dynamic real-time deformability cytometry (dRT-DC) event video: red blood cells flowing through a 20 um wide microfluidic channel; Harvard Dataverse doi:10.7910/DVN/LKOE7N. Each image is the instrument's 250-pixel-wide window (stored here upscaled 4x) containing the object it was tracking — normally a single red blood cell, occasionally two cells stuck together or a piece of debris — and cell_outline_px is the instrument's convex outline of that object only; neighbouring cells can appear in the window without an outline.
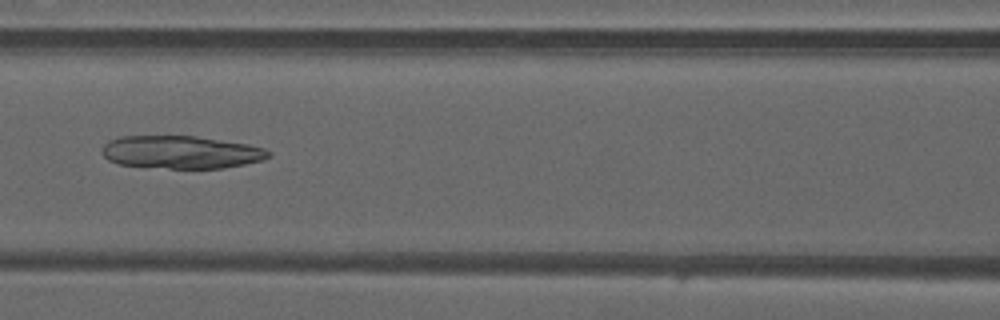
{"species": "common noctule bat (a hibernating species)", "species_latin": "Nyctalus noctula", "temperature_condition": "warm", "stored_images_in_passage": 42, "camera_frame_rate_fps": 3000, "um_per_image_px": 0.085, "animal": {"sex": "male", "forearm_length_mm": 52.5}, "frame": {"image": 1, "passage_image": 15, "time_ms": 4.667, "image_size_px": [1000, 320], "cell_outline_px": [[272, 152], [268, 156], [260, 160], [244, 164], [224, 168], [168, 168], [120, 164], [108, 160], [100, 152], [104, 144], [108, 140], [120, 136], [196, 136], [248, 144], [264, 148]], "centroid_in_image_um": [15.35, 12.92], "position_along_channel_um": 151.2, "area_um2": 31.73}}
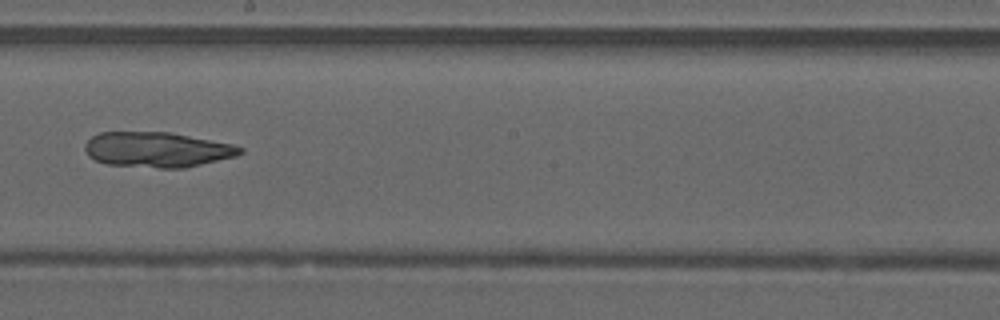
{"frame": {"image": 2, "passage_image": 21, "time_ms": 6.667, "image_size_px": [1000, 320], "cell_outline_px": [[244, 152], [236, 156], [184, 168], [160, 168], [108, 164], [96, 160], [88, 156], [84, 148], [84, 144], [92, 136], [100, 132], [172, 132], [232, 144], [244, 148]], "centroid_in_image_um": [13.36, 12.71], "position_along_channel_um": 234.8, "area_um2": 31.85}}
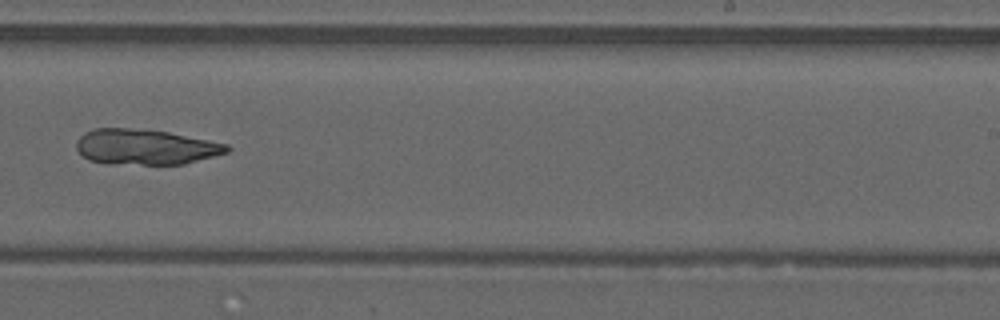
{"frame": {"image": 3, "passage_image": 24, "time_ms": 7.667, "image_size_px": [1000, 320], "cell_outline_px": [[232, 148], [228, 152], [184, 164], [108, 164], [88, 160], [76, 148], [76, 140], [84, 132], [92, 128], [128, 128], [168, 132], [228, 144]], "centroid_in_image_um": [12.33, 12.49], "position_along_channel_um": 276.7, "area_um2": 31.1}}